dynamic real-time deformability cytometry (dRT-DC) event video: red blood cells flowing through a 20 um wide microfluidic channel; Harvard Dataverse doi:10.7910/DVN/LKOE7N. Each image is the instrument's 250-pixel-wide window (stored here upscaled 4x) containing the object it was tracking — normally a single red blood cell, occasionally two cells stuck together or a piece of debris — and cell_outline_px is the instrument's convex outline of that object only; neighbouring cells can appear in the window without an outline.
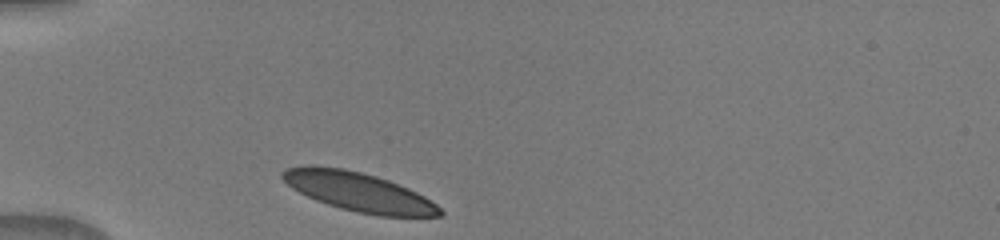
{"species": "human", "species_latin": "Homo sapiens", "temperature_condition": "warm", "stored_images_in_passage": 30, "camera_frame_rate_fps": 3000, "um_per_image_px": 0.085, "donor": {"sex": "male"}, "frame": {"image": 1, "passage_image": 1, "time_ms": 0.0, "image_size_px": [1000, 240], "cell_outline_px": [[444, 212], [440, 216], [380, 216], [356, 212], [340, 208], [316, 200], [292, 188], [280, 176], [280, 172], [284, 168], [304, 164], [308, 164], [344, 168], [376, 176], [388, 180], [408, 188], [424, 196], [436, 204]], "centroid_in_image_um": [30.44, 16.29], "position_along_channel_um": 54.6, "area_um2": 35.84}}
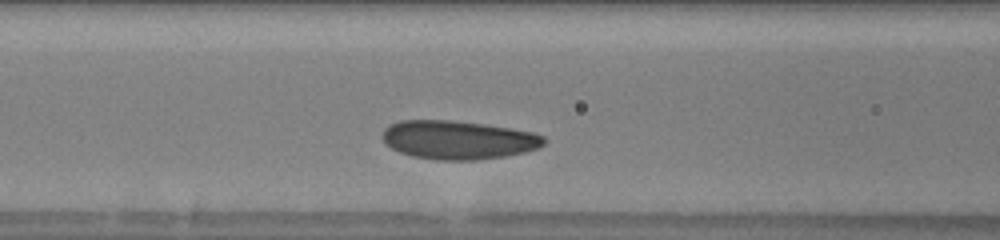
{"frame": {"image": 2, "passage_image": 8, "time_ms": 2.333, "image_size_px": [1000, 240], "cell_outline_px": [[548, 140], [540, 148], [524, 152], [504, 156], [476, 160], [436, 160], [412, 156], [400, 152], [392, 148], [384, 140], [384, 128], [388, 124], [400, 120], [452, 120], [484, 124], [532, 132], [544, 136]], "centroid_in_image_um": [38.96, 11.89], "position_along_channel_um": 127.6, "area_um2": 36.36}}
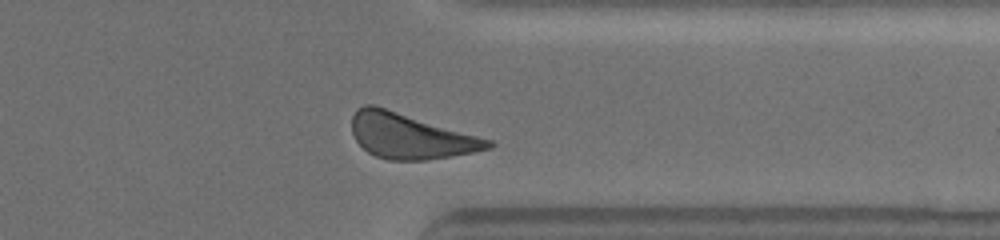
{"frame": {"image": 3, "passage_image": 27, "time_ms": 8.667, "image_size_px": [1000, 240], "cell_outline_px": [[496, 144], [492, 148], [452, 156], [424, 160], [388, 160], [376, 156], [368, 152], [356, 140], [352, 132], [352, 116], [356, 108], [364, 104], [372, 104], [492, 140]], "centroid_in_image_um": [34.86, 11.57], "position_along_channel_um": 376.5, "area_um2": 35.66}}